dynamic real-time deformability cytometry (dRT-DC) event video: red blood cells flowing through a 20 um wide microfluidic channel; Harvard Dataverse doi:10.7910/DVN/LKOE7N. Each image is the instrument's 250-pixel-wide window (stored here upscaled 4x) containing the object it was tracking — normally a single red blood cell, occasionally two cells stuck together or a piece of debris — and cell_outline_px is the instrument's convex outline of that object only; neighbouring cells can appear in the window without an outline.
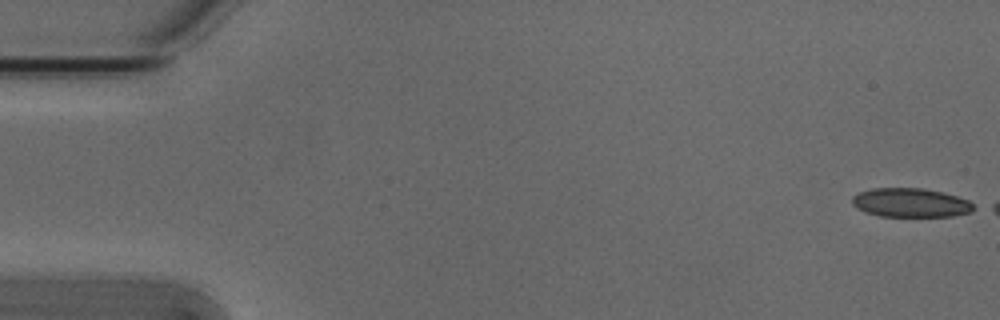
{"species": "Egyptian fruit bat (a non-hibernating species)", "species_latin": "Rousettus aegyptiacus", "temperature_condition": "cold", "stored_images_in_passage": 4, "camera_frame_rate_fps": 3000, "um_per_image_px": 0.085, "animal": {"sex": "male"}, "frame": {"image": 1, "passage_image": 1, "time_ms": 0.0, "image_size_px": [1000, 320], "cell_outline_px": [[980, 208], [972, 212], [952, 216], [880, 216], [856, 208], [852, 204], [852, 196], [856, 192], [872, 188], [924, 188], [944, 192], [968, 200], [976, 204]], "centroid_in_image_um": [77.45, 17.22], "position_along_channel_um": 7.5, "area_um2": 20.87}}